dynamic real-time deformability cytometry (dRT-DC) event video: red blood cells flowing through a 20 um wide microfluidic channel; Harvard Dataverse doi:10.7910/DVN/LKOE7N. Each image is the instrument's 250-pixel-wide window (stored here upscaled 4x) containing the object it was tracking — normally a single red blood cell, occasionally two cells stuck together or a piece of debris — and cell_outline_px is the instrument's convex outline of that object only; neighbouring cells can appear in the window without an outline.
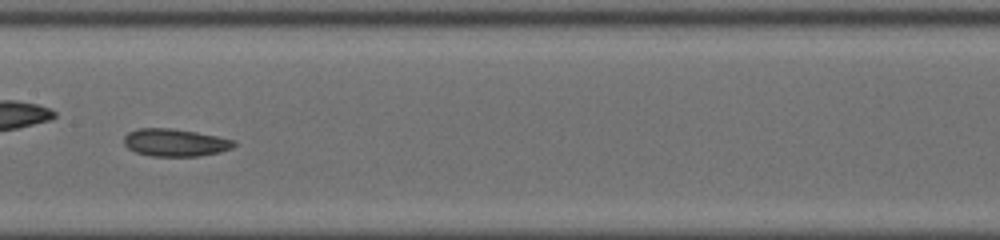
{"species": "common noctule bat (a hibernating species)", "species_latin": "Nyctalus noctula", "temperature_condition": "cold", "stored_images_in_passage": 48, "camera_frame_rate_fps": 3000, "um_per_image_px": 0.085, "animal": {"sex": "male", "body_mass_g": 19.0, "forearm_length_mm": 50.8}, "frame": {"image": 1, "passage_image": 21, "time_ms": 6.667, "image_size_px": [1000, 240], "cell_outline_px": [[236, 144], [232, 148], [220, 152], [200, 156], [152, 156], [136, 152], [128, 148], [124, 144], [124, 136], [128, 132], [140, 128], [172, 128], [196, 132], [236, 140]], "centroid_in_image_um": [14.9, 12.12], "position_along_channel_um": 192.5, "area_um2": 17.69}}
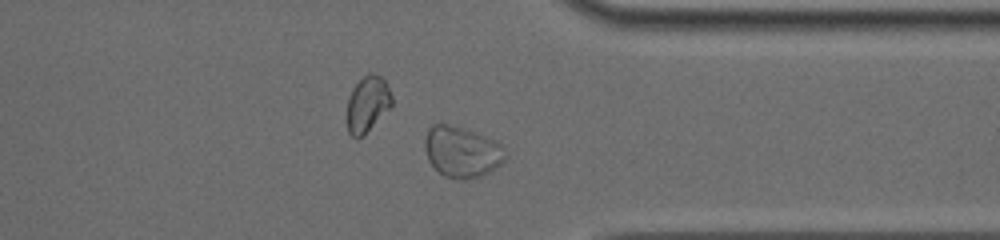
{"frame": {"image": 2, "passage_image": 35, "time_ms": 11.333, "image_size_px": [1000, 240], "cell_outline_px": [[508, 156], [496, 168], [480, 176], [464, 180], [456, 180], [444, 176], [428, 160], [424, 148], [424, 140], [428, 128], [432, 124], [452, 124], [464, 128], [496, 140], [504, 144], [508, 152]], "centroid_in_image_um": [39.29, 12.9], "position_along_channel_um": 372.1, "area_um2": 24.39}, "authors_computed_cell_mechanics": {"area_um2": 19.1607, "velocity_mm_per_s": 3.9308, "shape_relaxation_time_tau1_ms": 5.1855, "shape_relaxation_time_tau2_ms": 2.8219, "deformation_change_tau1": 0.1068, "deformation_change_tau2": 0.0642}}